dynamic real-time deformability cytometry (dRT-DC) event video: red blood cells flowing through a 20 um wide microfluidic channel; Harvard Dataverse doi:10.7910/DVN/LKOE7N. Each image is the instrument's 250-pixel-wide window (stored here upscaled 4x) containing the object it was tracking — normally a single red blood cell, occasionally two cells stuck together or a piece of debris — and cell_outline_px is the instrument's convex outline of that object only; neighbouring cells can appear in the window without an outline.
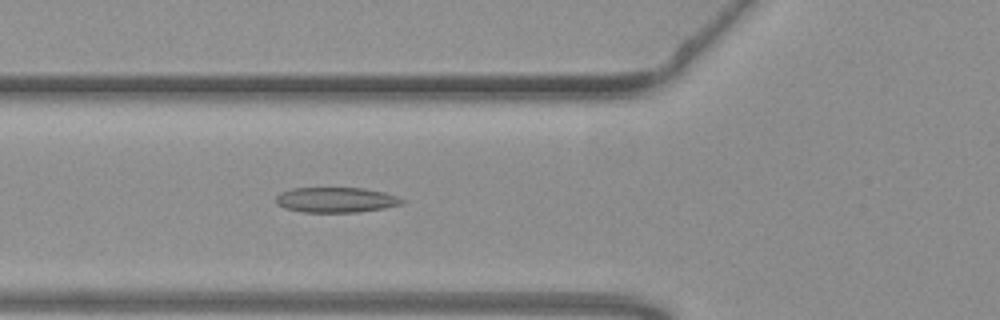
{"species": "common noctule bat (a hibernating species)", "species_latin": "Nyctalus noctula", "temperature_condition": "warm", "stored_images_in_passage": 55, "camera_frame_rate_fps": 3000, "um_per_image_px": 0.085, "animal": {"sex": "female", "body_mass_g": 19.3, "forearm_length_mm": 54.1}, "frame": {"image": 1, "passage_image": 20, "time_ms": 6.333, "image_size_px": [1000, 320], "cell_outline_px": [[404, 200], [400, 204], [384, 208], [356, 212], [304, 212], [284, 208], [276, 204], [276, 196], [280, 192], [292, 188], [364, 188], [384, 192], [400, 196]], "centroid_in_image_um": [28.54, 16.98], "position_along_channel_um": 97.3, "area_um2": 18.55}}
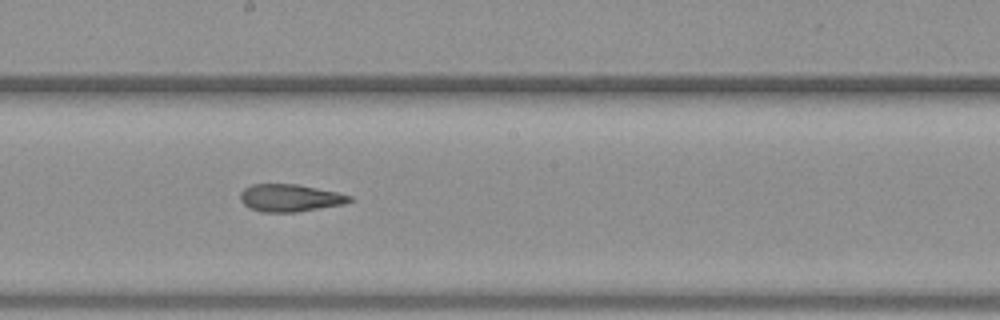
{"frame": {"image": 2, "passage_image": 30, "time_ms": 9.667, "image_size_px": [1000, 320], "cell_outline_px": [[352, 200], [344, 204], [296, 212], [260, 212], [248, 208], [240, 200], [240, 192], [244, 188], [252, 184], [296, 184], [336, 192], [352, 196]], "centroid_in_image_um": [24.6, 16.83], "position_along_channel_um": 223.6, "area_um2": 17.46}}
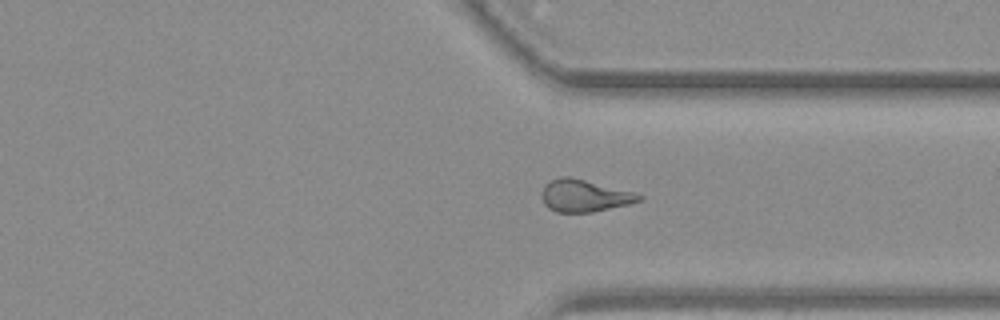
{"frame": {"image": 3, "passage_image": 41, "time_ms": 13.333, "image_size_px": [1000, 320], "cell_outline_px": [[644, 200], [628, 204], [592, 212], [556, 212], [548, 208], [544, 204], [540, 196], [540, 192], [544, 184], [560, 176], [568, 176], [632, 192], [644, 196]], "centroid_in_image_um": [49.62, 16.64], "position_along_channel_um": 361.8, "area_um2": 18.15}, "authors_computed_cell_mechanics": {"area_um2": 18.785, "velocity_mm_per_s": 3.7794, "shape_relaxation_time_tau1_ms": 10.46, "shape_relaxation_time_tau2_ms": 1.9551, "deformation_change_tau1": 0.2541, "deformation_change_tau2": 0.1027}}